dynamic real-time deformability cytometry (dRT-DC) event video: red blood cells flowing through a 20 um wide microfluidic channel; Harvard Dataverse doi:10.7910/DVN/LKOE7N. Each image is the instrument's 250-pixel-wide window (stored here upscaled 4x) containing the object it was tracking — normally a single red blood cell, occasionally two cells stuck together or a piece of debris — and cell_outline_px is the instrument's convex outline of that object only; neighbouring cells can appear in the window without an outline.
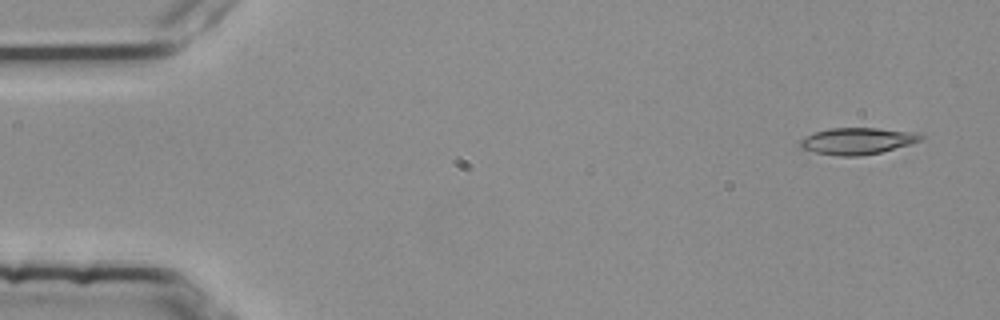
{"species": "common noctule bat (a hibernating species)", "species_latin": "Nyctalus noctula", "temperature_condition": "room temperature", "stored_images_in_passage": 3, "camera_frame_rate_fps": 3000, "um_per_image_px": 0.085, "animal": {"sex": "female", "body_mass_g": 25.1}, "frame": {"image": 1, "passage_image": 1, "time_ms": 0.0, "image_size_px": [1000, 320], "cell_outline_px": [[924, 140], [912, 144], [880, 152], [860, 156], [840, 156], [816, 152], [800, 148], [800, 140], [804, 136], [816, 132], [832, 128], [876, 128], [908, 132], [924, 136]], "centroid_in_image_um": [72.86, 11.99], "position_along_channel_um": 12.1, "area_um2": 18.5}}
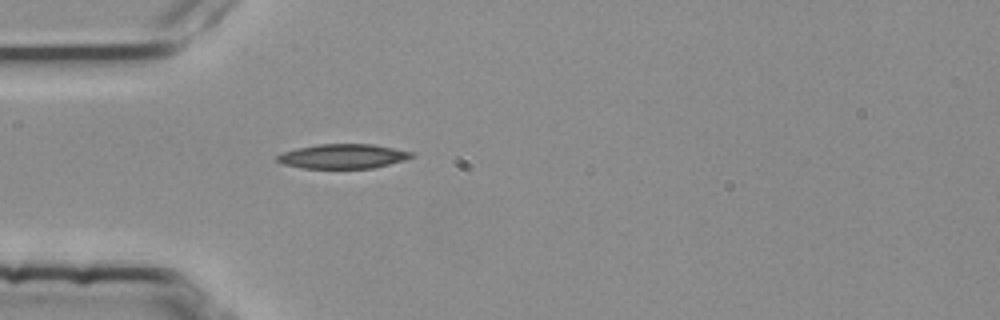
{"frame": {"image": 2, "passage_image": 3, "time_ms": 0.667, "image_size_px": [1000, 320], "cell_outline_px": [[416, 156], [404, 160], [372, 168], [304, 168], [284, 164], [276, 160], [276, 156], [284, 152], [296, 148], [316, 144], [372, 144], [412, 152]], "centroid_in_image_um": [29.14, 13.28], "position_along_channel_um": 55.9, "area_um2": 19.02}}